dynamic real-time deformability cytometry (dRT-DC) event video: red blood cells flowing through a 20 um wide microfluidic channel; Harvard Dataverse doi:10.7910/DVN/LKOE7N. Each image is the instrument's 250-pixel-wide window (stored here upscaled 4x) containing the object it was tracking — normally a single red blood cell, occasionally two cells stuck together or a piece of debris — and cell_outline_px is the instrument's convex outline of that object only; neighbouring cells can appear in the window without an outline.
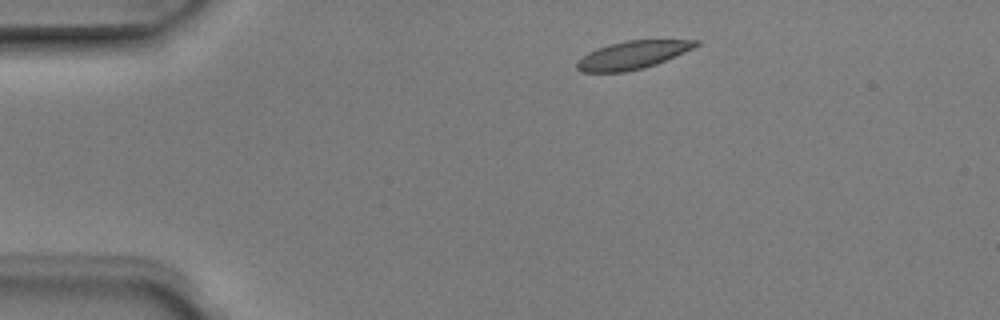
{"species": "Egyptian fruit bat (a non-hibernating species)", "species_latin": "Rousettus aegyptiacus", "temperature_condition": "room temperature", "stored_images_in_passage": 5, "camera_frame_rate_fps": 3000, "um_per_image_px": 0.085, "animal": {"sex": "male"}, "frame": {"image": 1, "passage_image": 1, "time_ms": 0.0, "image_size_px": [1000, 320], "cell_outline_px": [[700, 44], [692, 48], [656, 64], [644, 68], [624, 72], [580, 72], [576, 68], [576, 64], [588, 52], [596, 48], [608, 44], [624, 40], [700, 40]], "centroid_in_image_um": [53.73, 4.67], "position_along_channel_um": 31.3, "area_um2": 19.25}}
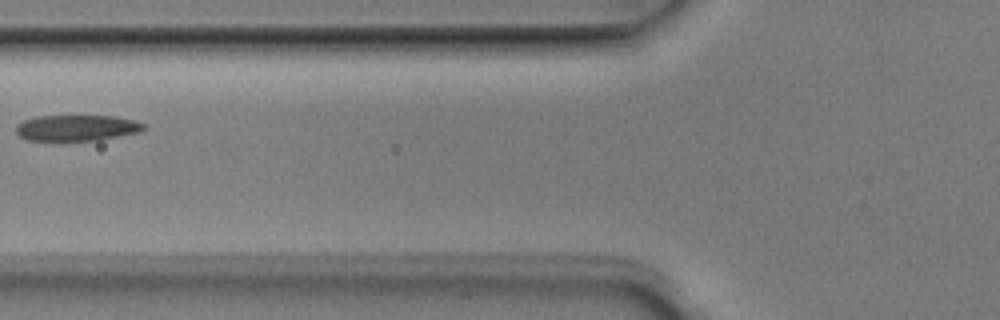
{"frame": {"image": 2, "passage_image": 4, "time_ms": 1.0, "image_size_px": [1000, 320], "cell_outline_px": [[144, 128], [140, 132], [100, 140], [28, 140], [20, 136], [16, 132], [16, 124], [24, 120], [36, 116], [116, 116], [132, 120], [144, 124]], "centroid_in_image_um": [6.51, 10.86], "position_along_channel_um": 119.3, "area_um2": 19.19}}
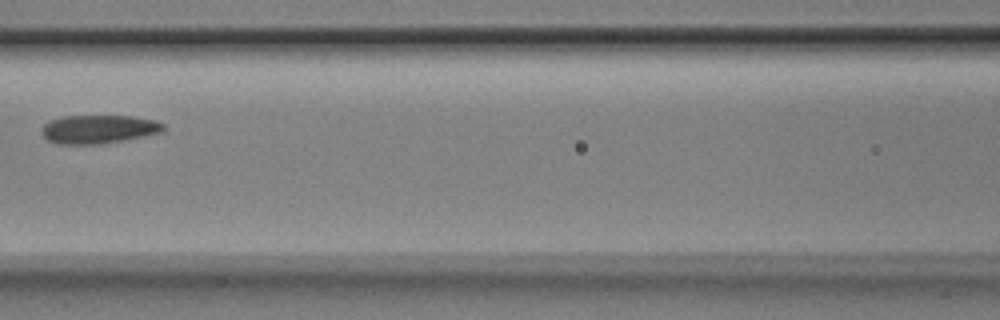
{"frame": {"image": 3, "passage_image": 5, "time_ms": 1.333, "image_size_px": [1000, 320], "cell_outline_px": [[164, 128], [160, 132], [100, 144], [56, 144], [48, 140], [40, 132], [40, 128], [48, 120], [64, 116], [132, 116], [156, 120], [164, 124]], "centroid_in_image_um": [8.3, 10.97], "position_along_channel_um": 158.3, "area_um2": 20.11}}